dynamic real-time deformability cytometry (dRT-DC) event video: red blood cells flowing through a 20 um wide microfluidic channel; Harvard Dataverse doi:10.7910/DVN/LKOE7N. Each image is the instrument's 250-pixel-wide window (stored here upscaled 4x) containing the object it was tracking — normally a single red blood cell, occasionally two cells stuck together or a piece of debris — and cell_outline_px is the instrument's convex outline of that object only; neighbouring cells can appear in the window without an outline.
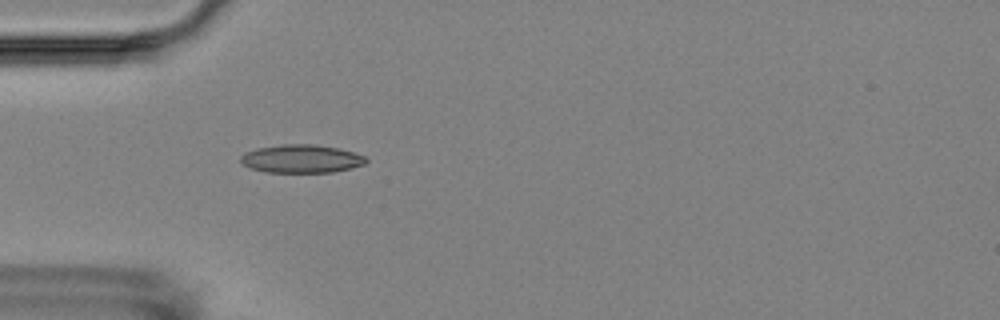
{"species": "Egyptian fruit bat (a non-hibernating species)", "species_latin": "Rousettus aegyptiacus", "temperature_condition": "room temperature", "stored_images_in_passage": 4, "camera_frame_rate_fps": 3000, "um_per_image_px": 0.085, "animal": {"sex": "female"}, "frame": {"image": 1, "passage_image": 4, "time_ms": 3.333, "image_size_px": [1000, 320], "cell_outline_px": [[368, 160], [364, 164], [352, 168], [332, 172], [264, 172], [252, 168], [244, 164], [240, 160], [240, 156], [244, 152], [256, 148], [284, 144], [316, 144], [336, 148], [352, 152], [364, 156]], "centroid_in_image_um": [25.6, 13.49], "position_along_channel_um": 59.4, "area_um2": 20.52}}